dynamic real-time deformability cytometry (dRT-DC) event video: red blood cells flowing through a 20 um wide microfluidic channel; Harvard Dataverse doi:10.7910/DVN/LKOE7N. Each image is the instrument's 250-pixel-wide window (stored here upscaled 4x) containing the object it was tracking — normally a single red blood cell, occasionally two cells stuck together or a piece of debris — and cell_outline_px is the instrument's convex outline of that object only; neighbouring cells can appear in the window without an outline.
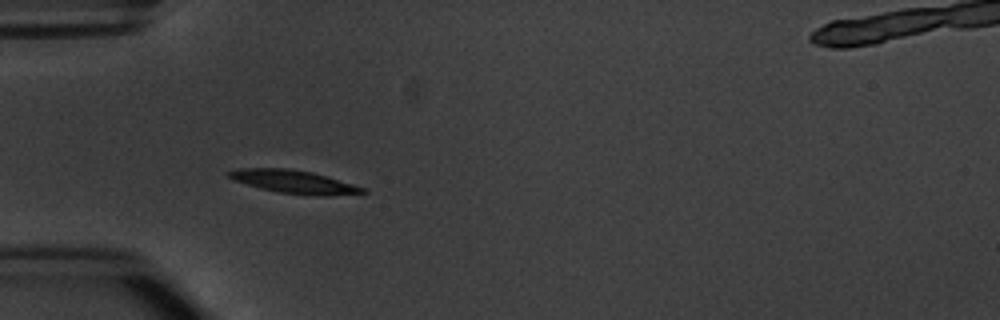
{"species": "common noctule bat (a hibernating species)", "species_latin": "Nyctalus noctula", "temperature_condition": "warm", "stored_images_in_passage": 10, "camera_frame_rate_fps": 3000, "um_per_image_px": 0.085, "animal": {"sex": "male", "body_mass_g": 20.1, "forearm_length_mm": 53.5}, "frame": {"image": 1, "passage_image": 4, "time_ms": 4.0, "image_size_px": [1000, 320], "cell_outline_px": [[368, 192], [332, 196], [316, 196], [280, 192], [260, 188], [236, 180], [228, 176], [224, 172], [240, 168], [288, 168], [312, 172], [352, 184], [364, 188]], "centroid_in_image_um": [24.99, 15.45], "position_along_channel_um": 60.0, "area_um2": 17.8}}
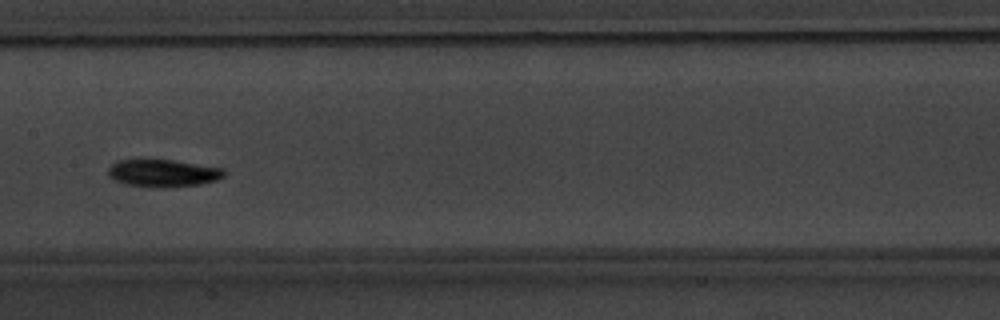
{"frame": {"image": 2, "passage_image": 7, "time_ms": 7.667, "image_size_px": [1000, 320], "cell_outline_px": [[224, 176], [216, 180], [200, 184], [164, 188], [156, 188], [124, 184], [108, 176], [108, 168], [116, 160], [140, 156], [148, 156], [224, 168]], "centroid_in_image_um": [13.77, 14.66], "position_along_channel_um": 193.6, "area_um2": 19.54}}